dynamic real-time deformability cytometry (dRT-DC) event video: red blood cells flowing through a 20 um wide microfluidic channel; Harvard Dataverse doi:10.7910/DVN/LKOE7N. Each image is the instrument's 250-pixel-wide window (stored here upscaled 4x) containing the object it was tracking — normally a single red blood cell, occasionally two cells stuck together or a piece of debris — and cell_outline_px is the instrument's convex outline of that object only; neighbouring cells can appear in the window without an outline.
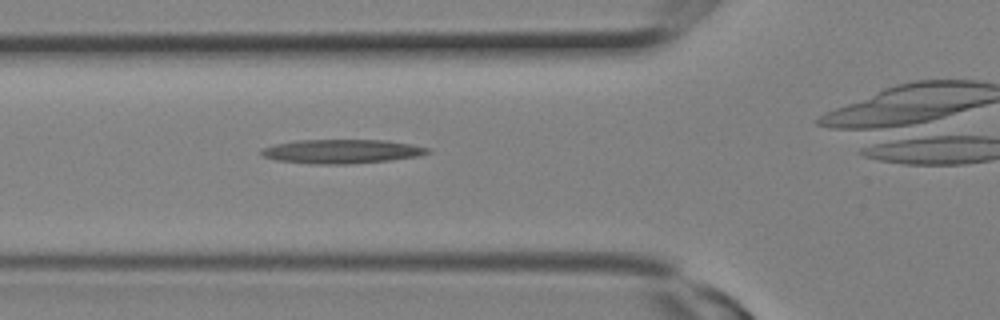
{"species": "Egyptian fruit bat (a non-hibernating species)", "species_latin": "Rousettus aegyptiacus", "temperature_condition": "room temperature", "stored_images_in_passage": 5, "camera_frame_rate_fps": 3000, "um_per_image_px": 0.085, "animal": {"sex": "female"}, "frame": {"image": 1, "passage_image": 4, "time_ms": 1.0, "image_size_px": [1000, 320], "cell_outline_px": [[432, 152], [416, 156], [388, 160], [348, 164], [312, 164], [276, 160], [260, 156], [260, 148], [276, 144], [296, 140], [388, 140], [412, 144], [432, 148]], "centroid_in_image_um": [29.03, 12.86], "position_along_channel_um": 96.8, "area_um2": 23.47}}